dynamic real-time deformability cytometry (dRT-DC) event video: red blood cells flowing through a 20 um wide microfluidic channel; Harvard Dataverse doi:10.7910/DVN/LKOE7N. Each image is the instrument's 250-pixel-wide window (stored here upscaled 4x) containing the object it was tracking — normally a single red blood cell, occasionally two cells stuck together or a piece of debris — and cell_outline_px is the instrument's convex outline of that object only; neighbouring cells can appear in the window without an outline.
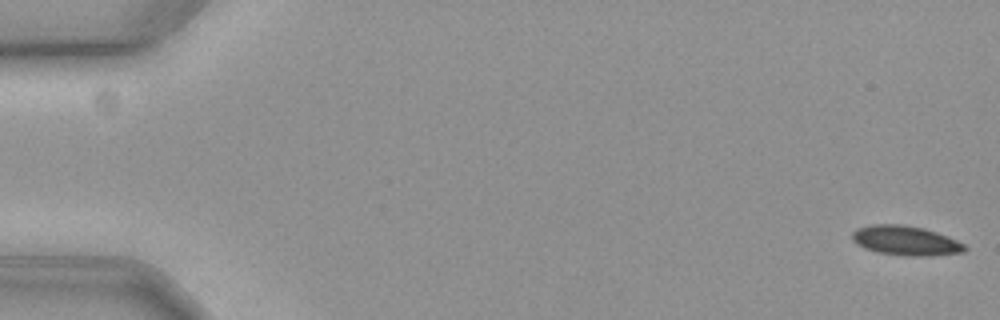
{"species": "common noctule bat (a hibernating species)", "species_latin": "Nyctalus noctula", "temperature_condition": "cold", "stored_images_in_passage": 9, "camera_frame_rate_fps": 3000, "um_per_image_px": 0.085, "animal": {"sex": "female", "body_mass_g": 19.3, "forearm_length_mm": 54.1}, "frame": {"image": 1, "passage_image": 1, "time_ms": 0.0, "image_size_px": [1000, 320], "cell_outline_px": [[968, 248], [964, 252], [932, 256], [916, 256], [880, 252], [864, 248], [856, 244], [852, 240], [852, 232], [856, 228], [872, 224], [900, 224], [924, 228], [936, 232], [956, 240], [964, 244]], "centroid_in_image_um": [76.97, 20.44], "position_along_channel_um": 8.0, "area_um2": 19.31}}